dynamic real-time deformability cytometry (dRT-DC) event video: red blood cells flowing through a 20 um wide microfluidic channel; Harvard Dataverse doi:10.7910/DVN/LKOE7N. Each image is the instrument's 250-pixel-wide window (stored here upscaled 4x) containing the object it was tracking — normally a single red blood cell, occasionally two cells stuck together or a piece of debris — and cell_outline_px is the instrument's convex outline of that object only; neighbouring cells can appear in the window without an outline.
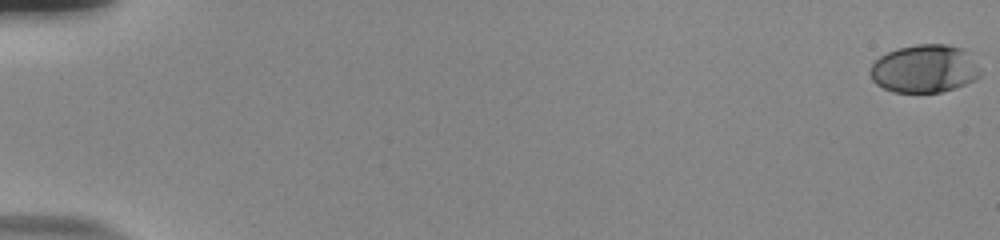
{"species": "human", "species_latin": "Homo sapiens", "temperature_condition": "room temperature", "stored_images_in_passage": 56, "camera_frame_rate_fps": 3000, "um_per_image_px": 0.085, "donor": {"sex": "male"}, "frame": {"image": 1, "passage_image": 1, "time_ms": 0.0, "image_size_px": [1000, 240], "cell_outline_px": [[980, 76], [964, 84], [940, 92], [892, 92], [876, 84], [872, 80], [868, 72], [868, 68], [880, 56], [896, 48], [916, 44], [948, 44], [964, 48], [968, 52], [980, 68]], "centroid_in_image_um": [78.55, 5.82], "position_along_channel_um": 6.5, "area_um2": 30.98}}
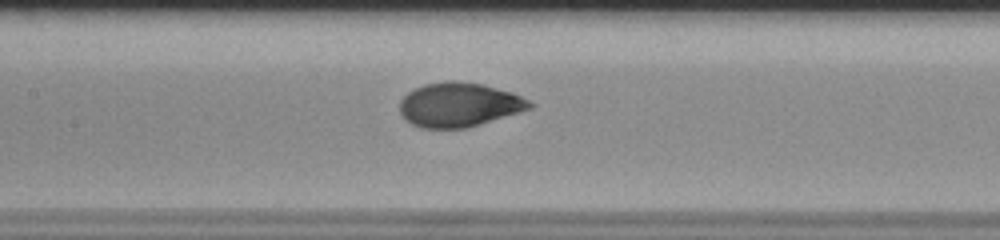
{"frame": {"image": 2, "passage_image": 29, "time_ms": 9.333, "image_size_px": [1000, 240], "cell_outline_px": [[536, 104], [532, 108], [468, 128], [420, 128], [404, 120], [400, 112], [400, 100], [408, 92], [424, 84], [448, 80], [456, 80], [484, 84], [512, 92]], "centroid_in_image_um": [39.02, 8.9], "position_along_channel_um": 168.4, "area_um2": 33.76}}
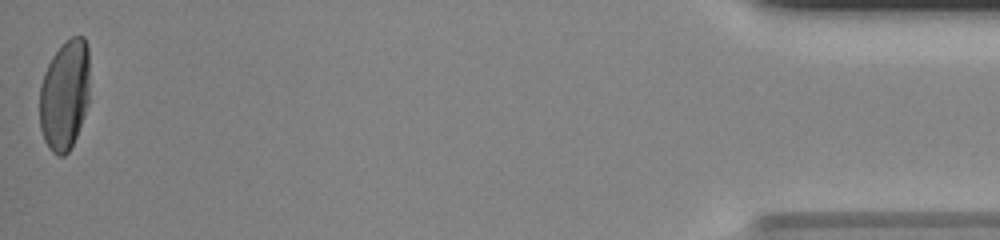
{"frame": {"image": 3, "passage_image": 56, "time_ms": 18.333, "image_size_px": [1000, 240], "cell_outline_px": [[88, 100], [76, 136], [68, 152], [64, 156], [56, 156], [48, 148], [44, 140], [40, 128], [40, 84], [44, 72], [52, 56], [72, 36], [84, 36], [88, 44]], "centroid_in_image_um": [5.48, 8.08], "position_along_channel_um": 429.7, "area_um2": 31.96}, "authors_computed_cell_mechanics": {"area_um2": 32.368, "velocity_mm_per_s": 3.8233, "shape_relaxation_time_tau1_ms": 4.201, "shape_relaxation_time_tau2_ms": null, "deformation_change_tau1": 0.1706, "deformation_change_tau2": null}}